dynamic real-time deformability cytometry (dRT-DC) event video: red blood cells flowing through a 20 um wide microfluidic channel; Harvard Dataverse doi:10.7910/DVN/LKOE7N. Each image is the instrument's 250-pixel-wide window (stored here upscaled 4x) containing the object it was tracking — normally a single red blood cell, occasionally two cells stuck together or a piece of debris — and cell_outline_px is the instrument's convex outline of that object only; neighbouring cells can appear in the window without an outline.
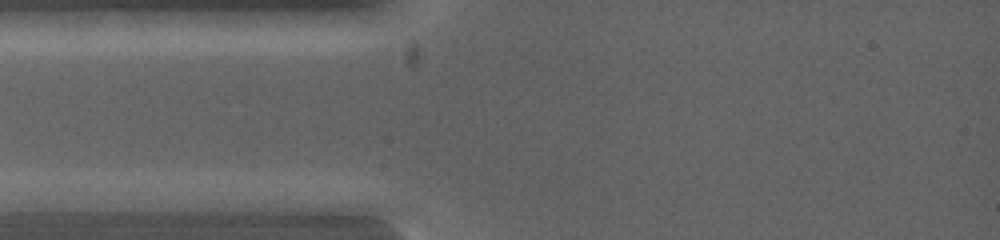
{"species": "common noctule bat (a hibernating species)", "species_latin": "Nyctalus noctula", "temperature_condition": "warm", "stored_images_in_passage": 3, "camera_frame_rate_fps": 5000, "um_per_image_px": 0.085, "animal": {"sex": "female", "body_mass_g": 19.0, "forearm_length_mm": 53.3}, "frame": {"image": 1, "passage_image": 2, "time_ms": 0.4, "image_size_px": [1000, 240], "cell_outline_px": [[124, 200], [96, 212], [16, 212], [16, 200], [84, 192]], "centroid_in_image_um": [5.65, 17.29], "position_along_channel_um": 79.3, "area_um2": 11.27}}